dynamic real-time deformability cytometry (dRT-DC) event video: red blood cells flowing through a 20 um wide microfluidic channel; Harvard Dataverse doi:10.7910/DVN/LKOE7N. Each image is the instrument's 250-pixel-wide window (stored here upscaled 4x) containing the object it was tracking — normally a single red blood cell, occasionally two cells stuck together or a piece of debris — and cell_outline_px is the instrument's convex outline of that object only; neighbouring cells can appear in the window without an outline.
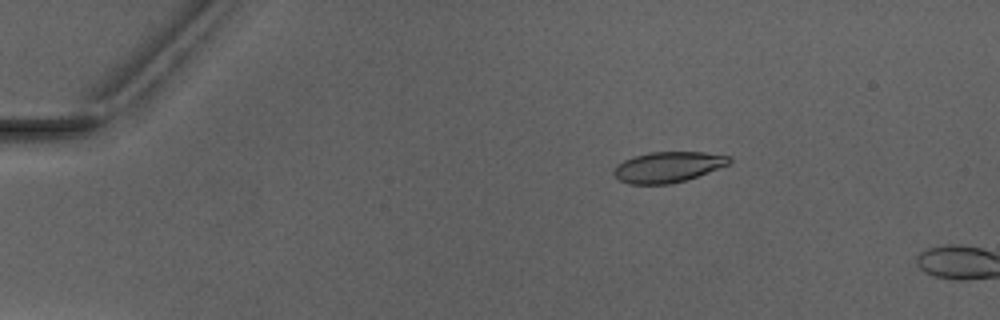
{"species": "Egyptian fruit bat (a non-hibernating species)", "species_latin": "Rousettus aegyptiacus", "temperature_condition": "warm", "stored_images_in_passage": 3, "camera_frame_rate_fps": 3000, "um_per_image_px": 0.085, "animal": {"sex": "male"}, "frame": {"image": 1, "passage_image": 2, "time_ms": 1.333, "image_size_px": [1000, 320], "cell_outline_px": [[732, 160], [728, 164], [696, 176], [672, 184], [628, 184], [620, 180], [612, 172], [616, 164], [624, 160], [648, 152], [704, 152], [728, 156]], "centroid_in_image_um": [56.72, 14.19], "position_along_channel_um": 28.3, "area_um2": 20.35}}